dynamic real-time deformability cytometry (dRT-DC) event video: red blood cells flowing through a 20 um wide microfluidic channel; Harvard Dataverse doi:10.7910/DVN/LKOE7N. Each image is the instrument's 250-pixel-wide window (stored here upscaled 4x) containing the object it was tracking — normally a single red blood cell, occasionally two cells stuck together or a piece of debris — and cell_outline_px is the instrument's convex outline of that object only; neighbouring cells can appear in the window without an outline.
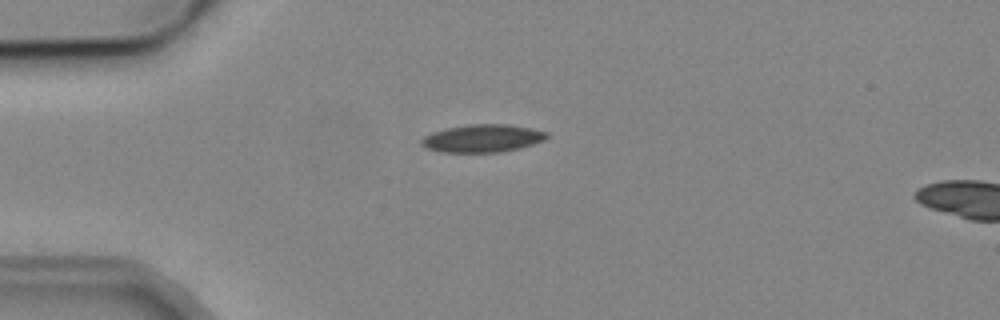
{"species": "common noctule bat (a hibernating species)", "species_latin": "Nyctalus noctula", "temperature_condition": "cold", "stored_images_in_passage": 9, "camera_frame_rate_fps": 3000, "um_per_image_px": 0.085, "animal": {"sex": "male", "body_mass_g": 19.2, "forearm_length_mm": 51.8}, "frame": {"image": 1, "passage_image": 6, "time_ms": 1.667, "image_size_px": [1000, 320], "cell_outline_px": [[548, 136], [544, 140], [520, 148], [500, 152], [444, 152], [428, 148], [420, 144], [420, 140], [424, 136], [432, 132], [448, 128], [468, 124], [508, 124], [548, 132]], "centroid_in_image_um": [41.01, 11.75], "position_along_channel_um": 44.0, "area_um2": 20.11}}